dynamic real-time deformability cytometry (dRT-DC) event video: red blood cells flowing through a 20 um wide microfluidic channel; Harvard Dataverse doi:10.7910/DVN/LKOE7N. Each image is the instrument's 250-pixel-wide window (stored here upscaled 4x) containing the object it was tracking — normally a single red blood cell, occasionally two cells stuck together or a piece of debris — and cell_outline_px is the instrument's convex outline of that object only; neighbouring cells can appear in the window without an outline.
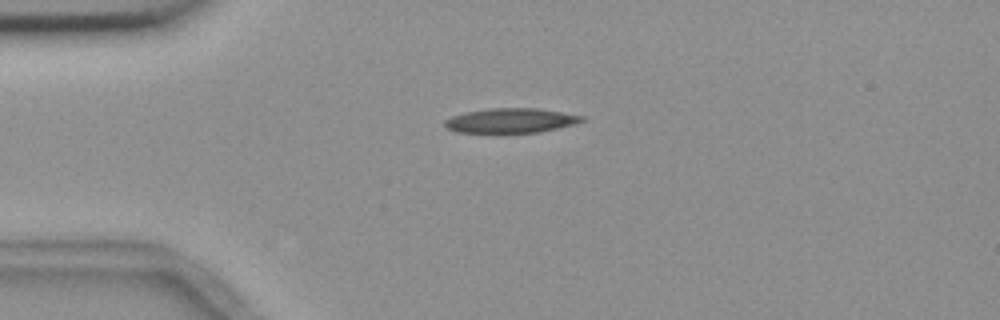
{"species": "common noctule bat (a hibernating species)", "species_latin": "Nyctalus noctula", "temperature_condition": "room temperature", "stored_images_in_passage": 2, "camera_frame_rate_fps": 3000, "um_per_image_px": 0.085, "animal": {"sex": "female", "body_mass_g": 18.4}, "frame": {"image": 1, "passage_image": 1, "time_ms": 0.0, "image_size_px": [1000, 320], "cell_outline_px": [[584, 120], [572, 124], [540, 132], [456, 132], [448, 128], [444, 124], [444, 120], [452, 116], [464, 112], [492, 108], [536, 108], [584, 116]], "centroid_in_image_um": [43.38, 10.24], "position_along_channel_um": 41.6, "area_um2": 19.31}}